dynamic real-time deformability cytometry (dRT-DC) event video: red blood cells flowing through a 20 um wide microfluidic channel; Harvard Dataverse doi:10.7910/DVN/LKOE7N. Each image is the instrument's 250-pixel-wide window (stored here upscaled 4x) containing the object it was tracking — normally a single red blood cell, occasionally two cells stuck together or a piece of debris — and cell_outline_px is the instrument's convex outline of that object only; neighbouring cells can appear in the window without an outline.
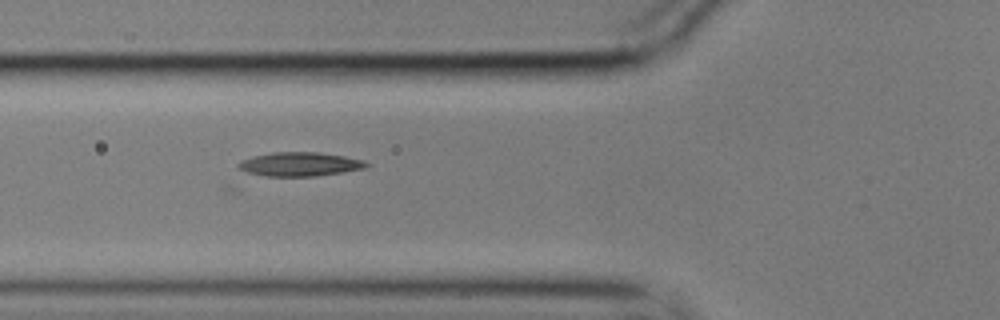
{"species": "common noctule bat (a hibernating species)", "species_latin": "Nyctalus noctula", "temperature_condition": "cold", "stored_images_in_passage": 29, "camera_frame_rate_fps": 3000, "um_per_image_px": 0.085, "animal": {"sex": "male", "body_mass_g": 17.9}, "frame": {"image": 1, "passage_image": 5, "time_ms": 1.333, "image_size_px": [1000, 320], "cell_outline_px": [[372, 164], [364, 168], [344, 172], [316, 176], [268, 176], [248, 172], [240, 168], [236, 164], [240, 160], [252, 156], [272, 152], [320, 152], [344, 156], [364, 160]], "centroid_in_image_um": [25.51, 13.94], "position_along_channel_um": 100.3, "area_um2": 17.92}}
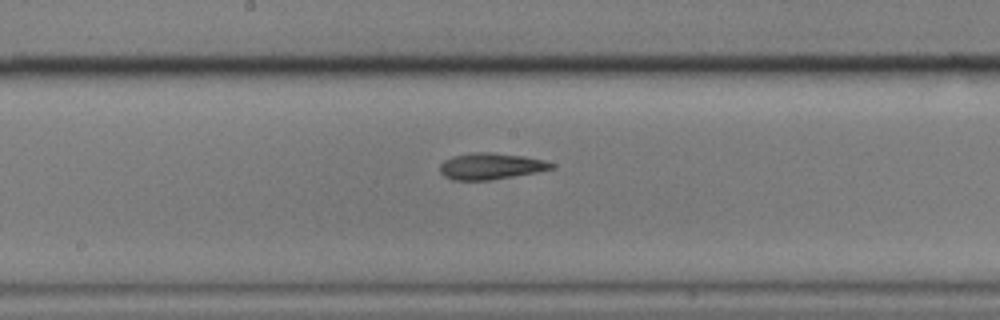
{"frame": {"image": 2, "passage_image": 14, "time_ms": 4.333, "image_size_px": [1000, 320], "cell_outline_px": [[556, 168], [536, 172], [492, 180], [452, 180], [444, 176], [440, 172], [440, 164], [444, 160], [452, 156], [472, 152], [492, 152], [524, 156], [544, 160], [556, 164]], "centroid_in_image_um": [41.72, 14.12], "position_along_channel_um": 206.5, "area_um2": 17.34}}
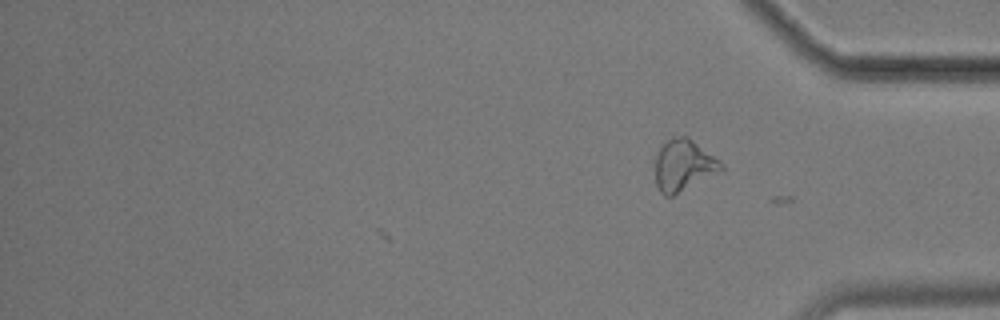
{"frame": {"image": 3, "passage_image": 29, "time_ms": 9.333, "image_size_px": [1000, 320], "cell_outline_px": [[724, 172], [672, 196], [664, 196], [660, 192], [656, 184], [656, 152], [672, 136], [688, 136], [720, 160], [724, 164]], "centroid_in_image_um": [58.16, 14.07], "position_along_channel_um": 377.0, "area_um2": 20.23}}